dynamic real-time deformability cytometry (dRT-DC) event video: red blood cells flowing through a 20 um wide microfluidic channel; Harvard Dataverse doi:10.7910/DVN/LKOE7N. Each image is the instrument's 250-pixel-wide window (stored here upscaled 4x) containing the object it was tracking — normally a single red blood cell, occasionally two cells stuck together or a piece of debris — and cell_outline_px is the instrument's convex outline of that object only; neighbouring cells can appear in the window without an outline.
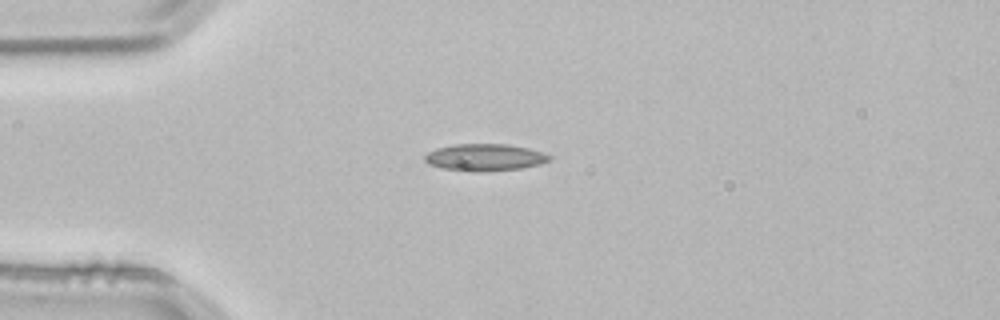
{"species": "common noctule bat (a hibernating species)", "species_latin": "Nyctalus noctula", "temperature_condition": "room temperature", "stored_images_in_passage": 3, "camera_frame_rate_fps": 3000, "um_per_image_px": 0.085, "animal": {"sex": "male", "body_mass_g": 21.5, "forearm_length_mm": 52.0}, "frame": {"image": 1, "passage_image": 3, "time_ms": 0.667, "image_size_px": [1000, 320], "cell_outline_px": [[552, 160], [540, 164], [520, 168], [476, 172], [444, 168], [428, 164], [424, 160], [424, 156], [428, 152], [436, 148], [452, 144], [508, 144], [528, 148], [544, 152], [552, 156]], "centroid_in_image_um": [41.22, 13.36], "position_along_channel_um": 43.8, "area_um2": 19.65}}